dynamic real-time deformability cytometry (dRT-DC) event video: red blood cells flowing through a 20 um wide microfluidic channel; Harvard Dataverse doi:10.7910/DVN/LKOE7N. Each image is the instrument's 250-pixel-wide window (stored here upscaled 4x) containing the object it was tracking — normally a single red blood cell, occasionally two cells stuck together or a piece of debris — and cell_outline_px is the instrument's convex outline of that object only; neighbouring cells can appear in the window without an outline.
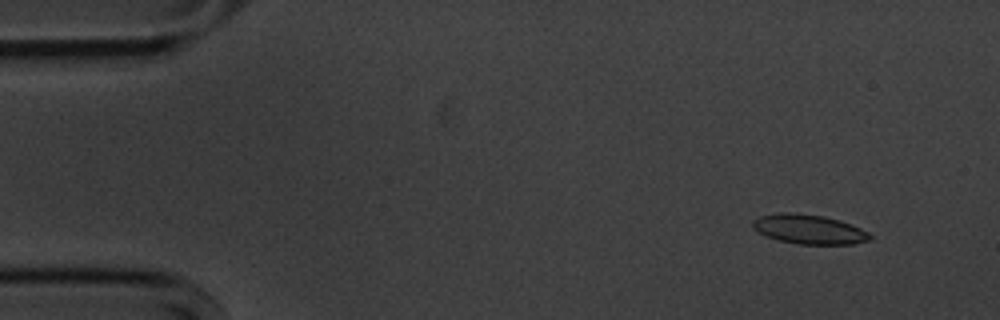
{"species": "common noctule bat (a hibernating species)", "species_latin": "Nyctalus noctula", "temperature_condition": "cold", "stored_images_in_passage": 54, "camera_frame_rate_fps": 3000, "um_per_image_px": 0.085, "animal": {"sex": "male", "body_mass_g": 20.1, "forearm_length_mm": 53.5}, "frame": {"image": 1, "passage_image": 4, "time_ms": 1.0, "image_size_px": [1000, 320], "cell_outline_px": [[872, 240], [852, 244], [800, 244], [780, 240], [764, 236], [752, 228], [752, 220], [760, 216], [780, 212], [792, 212], [824, 216], [840, 220], [852, 224], [868, 232], [872, 236]], "centroid_in_image_um": [68.76, 19.48], "position_along_channel_um": 16.2, "area_um2": 20.29}}
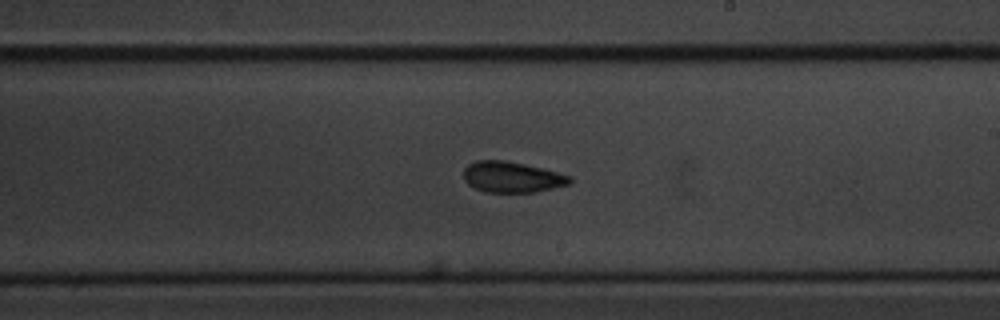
{"frame": {"image": 2, "passage_image": 31, "time_ms": 10.0, "image_size_px": [1000, 320], "cell_outline_px": [[572, 184], [536, 192], [488, 192], [476, 188], [468, 184], [464, 180], [464, 168], [468, 164], [476, 160], [504, 160], [524, 164], [572, 176]], "centroid_in_image_um": [43.53, 15.05], "position_along_channel_um": 245.5, "area_um2": 19.07}}
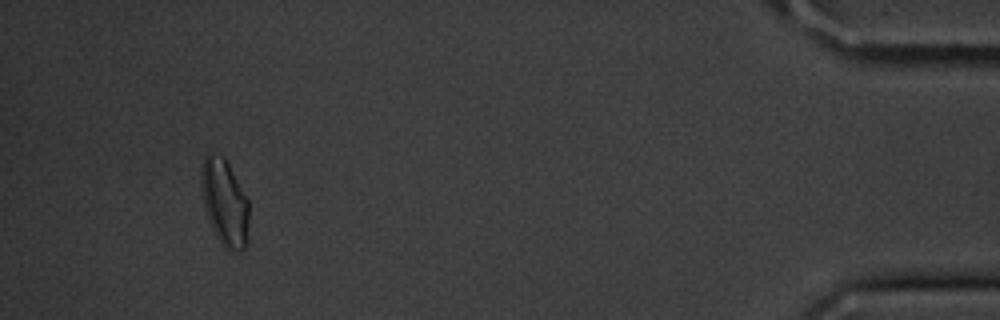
{"frame": {"image": 3, "passage_image": 51, "time_ms": 16.667, "image_size_px": [1000, 320], "cell_outline_px": [[248, 220], [244, 248], [224, 248], [216, 236], [208, 220], [204, 204], [200, 180], [200, 168], [204, 156], [208, 152], [224, 156], [248, 200]], "centroid_in_image_um": [19.04, 17.12], "position_along_channel_um": 416.2, "area_um2": 23.64}, "authors_computed_cell_mechanics": {"area_um2": 19.7965, "velocity_mm_per_s": 3.5845, "shape_relaxation_time_tau1_ms": 4.1805, "shape_relaxation_time_tau2_ms": 2.7491, "deformation_change_tau1": 0.0954, "deformation_change_tau2": 0.0885}}